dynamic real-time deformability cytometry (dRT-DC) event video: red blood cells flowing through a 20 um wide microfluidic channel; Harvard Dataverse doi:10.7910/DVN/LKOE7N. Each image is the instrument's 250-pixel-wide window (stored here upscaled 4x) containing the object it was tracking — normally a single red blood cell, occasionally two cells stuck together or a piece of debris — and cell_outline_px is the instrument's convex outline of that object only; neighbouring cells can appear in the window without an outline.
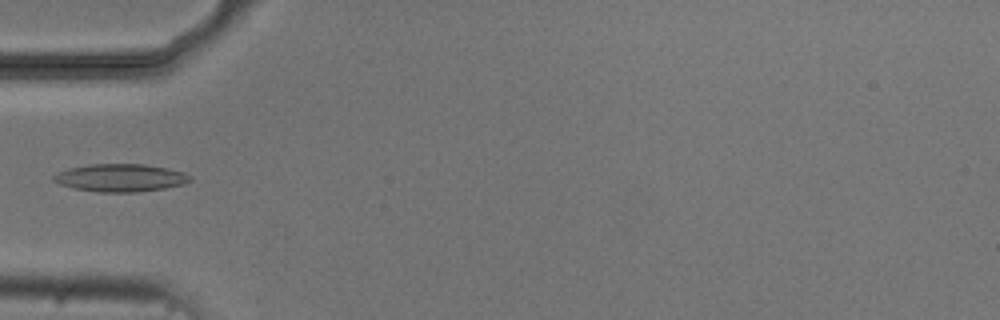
{"species": "common noctule bat (a hibernating species)", "species_latin": "Nyctalus noctula", "temperature_condition": "cold", "stored_images_in_passage": 5, "camera_frame_rate_fps": 3000, "um_per_image_px": 0.085, "animal": {"sex": "male", "body_mass_g": 20.5, "forearm_length_mm": 52.5}, "frame": {"image": 1, "passage_image": 5, "time_ms": 5.333, "image_size_px": [1000, 320], "cell_outline_px": [[192, 180], [184, 184], [164, 188], [136, 192], [100, 192], [72, 188], [60, 184], [52, 180], [52, 176], [68, 168], [88, 164], [144, 164], [168, 168], [184, 172], [192, 176]], "centroid_in_image_um": [10.25, 15.11], "position_along_channel_um": 74.7, "area_um2": 22.14}}